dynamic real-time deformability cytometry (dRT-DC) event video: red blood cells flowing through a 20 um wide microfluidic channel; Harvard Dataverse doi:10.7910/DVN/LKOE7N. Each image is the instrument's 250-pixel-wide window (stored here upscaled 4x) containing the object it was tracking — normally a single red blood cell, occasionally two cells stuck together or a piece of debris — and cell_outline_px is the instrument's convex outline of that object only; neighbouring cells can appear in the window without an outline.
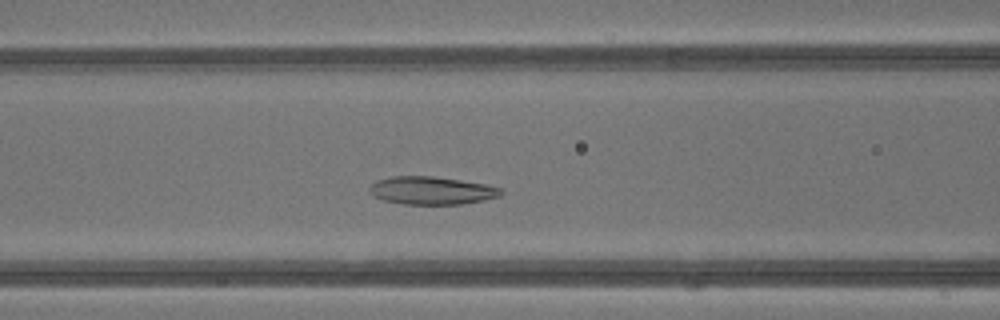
{"species": "common noctule bat (a hibernating species)", "species_latin": "Nyctalus noctula", "temperature_condition": "warm", "stored_images_in_passage": 40, "camera_frame_rate_fps": 3000, "um_per_image_px": 0.085, "animal": {"sex": "male", "body_mass_g": 13.3}, "frame": {"image": 1, "passage_image": 14, "time_ms": 4.333, "image_size_px": [1000, 320], "cell_outline_px": [[504, 192], [500, 196], [484, 200], [460, 204], [404, 204], [384, 200], [368, 192], [368, 188], [376, 180], [392, 176], [432, 176], [460, 180], [484, 184], [504, 188]], "centroid_in_image_um": [36.7, 16.19], "position_along_channel_um": 129.9, "area_um2": 21.39}}
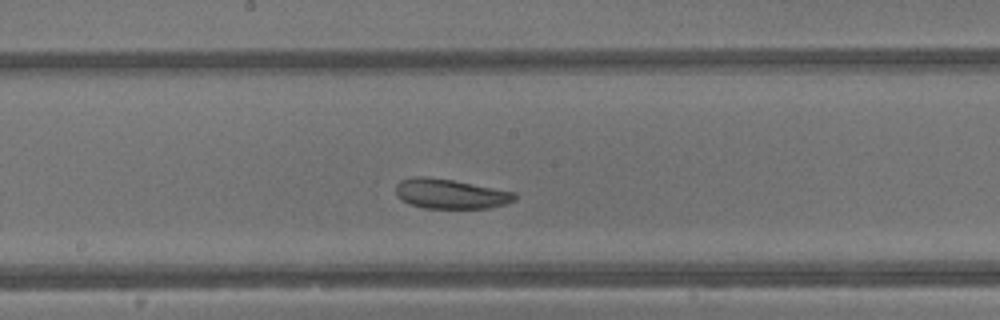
{"frame": {"image": 2, "passage_image": 19, "time_ms": 6.0, "image_size_px": [1000, 320], "cell_outline_px": [[516, 200], [504, 204], [488, 208], [424, 208], [408, 204], [396, 196], [396, 184], [400, 180], [412, 176], [428, 176], [452, 180], [516, 192]], "centroid_in_image_um": [38.24, 16.47], "position_along_channel_um": 210.0, "area_um2": 20.75}}
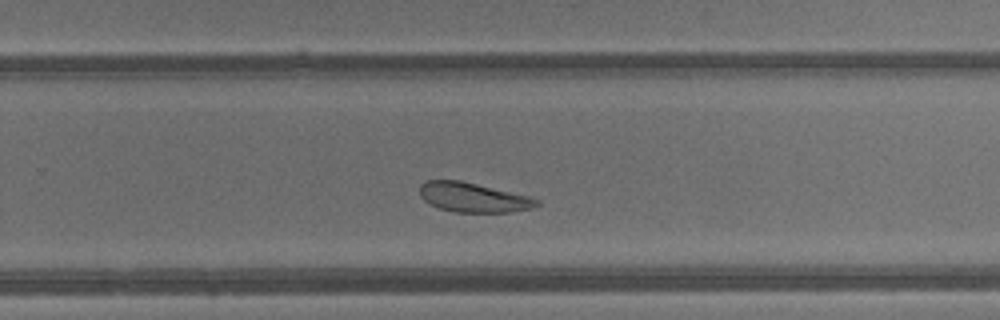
{"frame": {"image": 3, "passage_image": 24, "time_ms": 7.667, "image_size_px": [1000, 320], "cell_outline_px": [[540, 204], [536, 208], [512, 212], [452, 212], [440, 208], [424, 200], [420, 196], [420, 184], [424, 180], [460, 180], [528, 196], [540, 200]], "centroid_in_image_um": [40.24, 16.78], "position_along_channel_um": 289.6, "area_um2": 20.17}, "authors_computed_cell_mechanics": {"area_um2": 23.4668, "velocity_mm_per_s": 4.809, "shape_relaxation_time_tau1_ms": 2.7638, "shape_relaxation_time_tau2_ms": 5.7747, "deformation_change_tau1": 0.0644, "deformation_change_tau2": 0.1329}}